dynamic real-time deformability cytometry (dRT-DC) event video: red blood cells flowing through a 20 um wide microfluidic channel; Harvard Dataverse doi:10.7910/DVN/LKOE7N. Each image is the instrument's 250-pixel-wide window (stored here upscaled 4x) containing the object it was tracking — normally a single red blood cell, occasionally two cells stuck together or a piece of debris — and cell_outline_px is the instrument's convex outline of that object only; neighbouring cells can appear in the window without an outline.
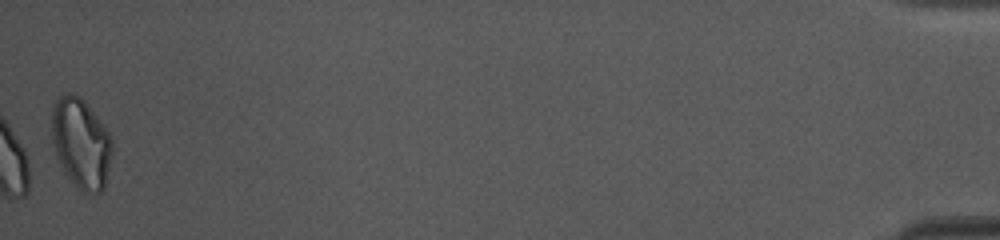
{"species": "common noctule bat (a hibernating species)", "species_latin": "Nyctalus noctula", "temperature_condition": "cold", "stored_images_in_passage": 40, "camera_frame_rate_fps": 3000, "um_per_image_px": 0.085, "animal": {"sex": "female", "body_mass_g": 10.0, "forearm_length_mm": 53.1}, "frame": {"image": 1, "passage_image": 40, "time_ms": 13.0, "image_size_px": [1000, 240], "cell_outline_px": [[112, 152], [104, 188], [100, 192], [88, 196], [64, 172], [56, 156], [52, 140], [52, 104], [60, 96], [68, 92], [80, 96], [84, 100], [100, 120], [108, 132], [112, 140]], "centroid_in_image_um": [6.88, 12.16], "position_along_channel_um": 428.3, "area_um2": 31.67}}